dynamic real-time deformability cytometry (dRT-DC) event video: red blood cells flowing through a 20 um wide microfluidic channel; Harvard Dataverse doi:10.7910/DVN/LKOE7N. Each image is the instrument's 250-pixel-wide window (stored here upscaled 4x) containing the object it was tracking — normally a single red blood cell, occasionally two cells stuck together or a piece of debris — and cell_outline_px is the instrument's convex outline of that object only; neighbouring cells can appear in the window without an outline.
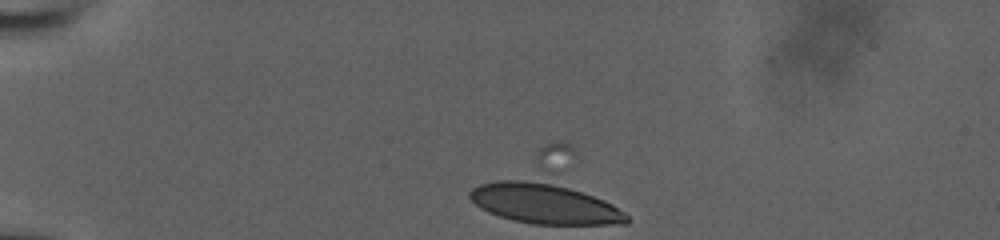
{"species": "human", "species_latin": "Homo sapiens", "temperature_condition": "room temperature", "stored_images_in_passage": 15, "camera_frame_rate_fps": 3000, "um_per_image_px": 0.085, "donor": {"sex": "male"}, "frame": {"image": 1, "passage_image": 1, "time_ms": 0.0, "image_size_px": [1000, 240], "cell_outline_px": [[632, 220], [628, 224], [532, 224], [512, 220], [488, 212], [480, 208], [468, 196], [468, 192], [472, 188], [544, 144], [560, 140], [568, 140], [572, 144]], "centroid_in_image_um": [46.73, 16.18], "position_along_channel_um": 38.3, "area_um2": 61.61}}
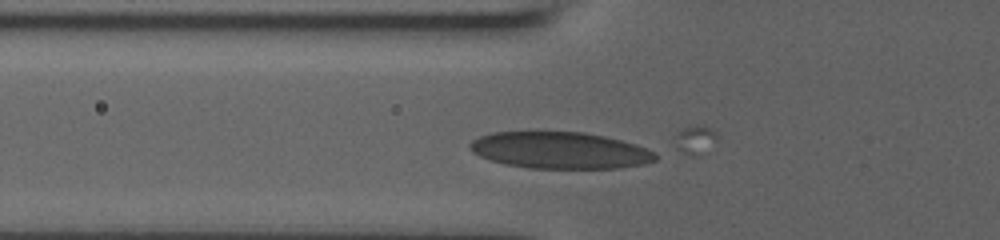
{"frame": {"image": 2, "passage_image": 9, "time_ms": 2.667, "image_size_px": [1000, 240], "cell_outline_px": [[656, 160], [644, 164], [620, 168], [528, 168], [504, 164], [480, 156], [472, 152], [468, 148], [468, 144], [472, 140], [480, 136], [492, 132], [528, 128], [584, 132], [604, 136], [636, 144], [648, 148], [656, 152]], "centroid_in_image_um": [47.53, 12.72], "position_along_channel_um": 78.3, "area_um2": 41.1}}
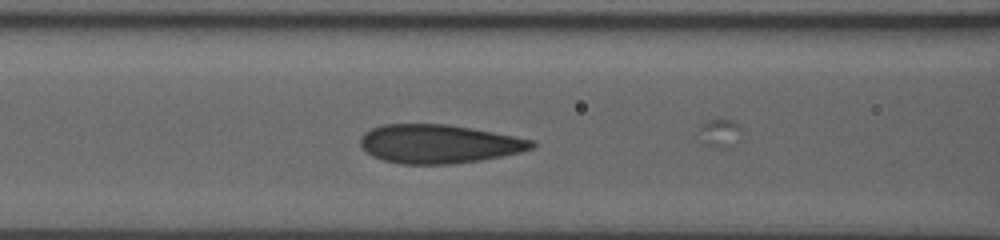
{"frame": {"image": 3, "passage_image": 13, "time_ms": 4.0, "image_size_px": [1000, 240], "cell_outline_px": [[536, 148], [520, 152], [480, 160], [448, 164], [400, 164], [384, 160], [372, 156], [360, 144], [360, 136], [364, 132], [372, 128], [384, 124], [448, 124], [536, 140]], "centroid_in_image_um": [37.31, 12.23], "position_along_channel_um": 129.3, "area_um2": 38.61}}